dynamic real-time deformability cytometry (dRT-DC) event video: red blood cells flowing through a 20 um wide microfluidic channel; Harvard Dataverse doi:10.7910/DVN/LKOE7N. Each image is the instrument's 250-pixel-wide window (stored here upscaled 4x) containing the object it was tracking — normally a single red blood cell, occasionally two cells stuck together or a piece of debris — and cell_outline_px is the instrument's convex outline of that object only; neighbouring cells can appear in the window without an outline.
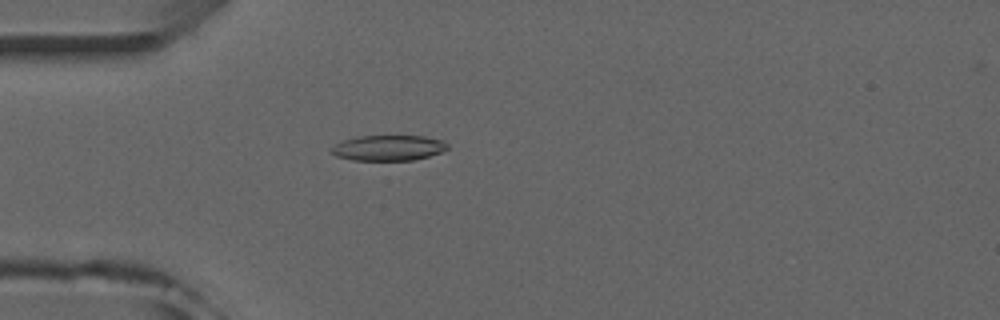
{"species": "common noctule bat (a hibernating species)", "species_latin": "Nyctalus noctula", "temperature_condition": "room temperature", "stored_images_in_passage": 2, "camera_frame_rate_fps": 3000, "um_per_image_px": 0.085, "animal": {"sex": "male", "forearm_length_mm": 52.5}, "frame": {"image": 1, "passage_image": 2, "time_ms": 1.333, "image_size_px": [1000, 320], "cell_outline_px": [[448, 148], [440, 152], [428, 156], [412, 160], [352, 160], [336, 156], [332, 152], [332, 148], [336, 144], [344, 140], [356, 136], [424, 136], [444, 140], [448, 144]], "centroid_in_image_um": [33.03, 12.56], "position_along_channel_um": 52.0, "area_um2": 17.11}}